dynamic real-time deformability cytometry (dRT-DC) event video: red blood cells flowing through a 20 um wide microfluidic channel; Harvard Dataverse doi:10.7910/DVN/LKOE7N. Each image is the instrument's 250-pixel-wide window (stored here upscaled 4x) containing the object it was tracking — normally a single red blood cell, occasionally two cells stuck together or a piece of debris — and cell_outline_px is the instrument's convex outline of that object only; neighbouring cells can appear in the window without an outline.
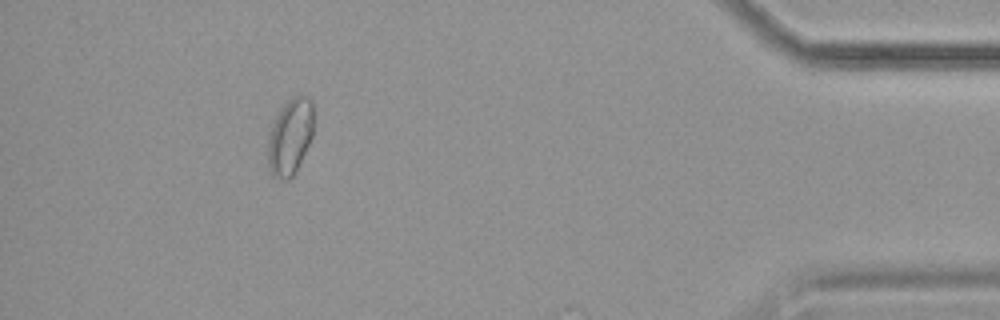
{"species": "common noctule bat (a hibernating species)", "species_latin": "Nyctalus noctula", "temperature_condition": "cold", "stored_images_in_passage": 58, "segment_of_instrument_passage": [2, 2], "camera_frame_rate_fps": 3000, "um_per_image_px": 0.085, "animal": {"sex": "female", "body_mass_g": 19.9}, "frame": {"image": 1, "passage_image": 53, "time_ms": 17.333, "image_size_px": [1000, 320], "cell_outline_px": [[312, 136], [296, 172], [288, 180], [280, 180], [272, 176], [268, 172], [268, 140], [272, 124], [280, 108], [292, 96], [308, 96], [312, 100]], "centroid_in_image_um": [24.64, 11.65], "position_along_channel_um": 410.6, "area_um2": 20.4}}